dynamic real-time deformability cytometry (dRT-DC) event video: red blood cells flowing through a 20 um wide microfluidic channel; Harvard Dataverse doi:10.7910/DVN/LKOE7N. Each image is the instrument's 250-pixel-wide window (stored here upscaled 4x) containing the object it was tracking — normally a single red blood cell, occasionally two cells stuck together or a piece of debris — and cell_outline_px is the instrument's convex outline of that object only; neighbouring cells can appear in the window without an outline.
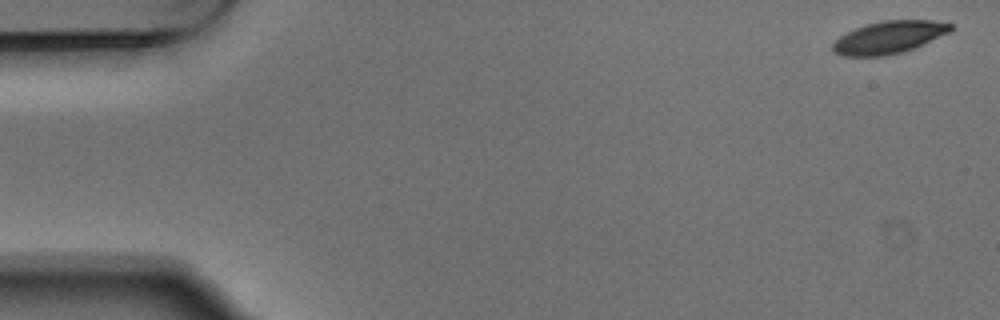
{"species": "Egyptian fruit bat (a non-hibernating species)", "species_latin": "Rousettus aegyptiacus", "temperature_condition": "warm", "stored_images_in_passage": 3, "camera_frame_rate_fps": 3000, "um_per_image_px": 0.085, "animal": {"sex": "male"}, "frame": {"image": 1, "passage_image": 1, "time_ms": 0.0, "image_size_px": [1000, 320], "cell_outline_px": [[952, 28], [948, 32], [912, 48], [900, 52], [884, 56], [844, 56], [832, 52], [832, 44], [840, 36], [856, 28], [868, 24], [884, 20], [932, 20], [952, 24]], "centroid_in_image_um": [75.51, 3.17], "position_along_channel_um": 9.5, "area_um2": 21.79}}